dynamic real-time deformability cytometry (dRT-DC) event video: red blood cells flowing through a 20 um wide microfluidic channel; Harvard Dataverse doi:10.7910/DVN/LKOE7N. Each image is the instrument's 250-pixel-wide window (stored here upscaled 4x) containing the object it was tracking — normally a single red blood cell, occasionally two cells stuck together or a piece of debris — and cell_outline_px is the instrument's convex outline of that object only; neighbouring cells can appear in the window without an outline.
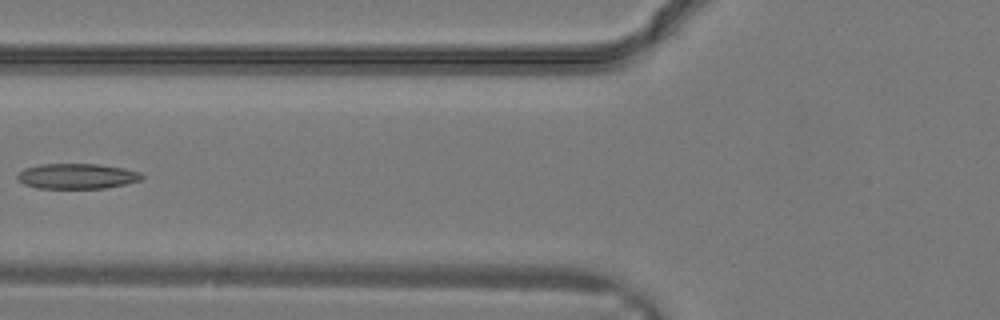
{"species": "common noctule bat (a hibernating species)", "species_latin": "Nyctalus noctula", "temperature_condition": "warm", "stored_images_in_passage": 22, "camera_frame_rate_fps": 3000, "um_per_image_px": 0.085, "animal": {"sex": "male", "body_mass_g": 19.2, "forearm_length_mm": 51.8}, "frame": {"image": 1, "passage_image": 7, "time_ms": 2.0, "image_size_px": [1000, 320], "cell_outline_px": [[144, 176], [140, 180], [124, 184], [104, 188], [36, 188], [24, 184], [16, 180], [16, 176], [24, 168], [40, 164], [96, 164], [124, 168], [140, 172]], "centroid_in_image_um": [6.5, 14.97], "position_along_channel_um": 119.3, "area_um2": 18.32}}
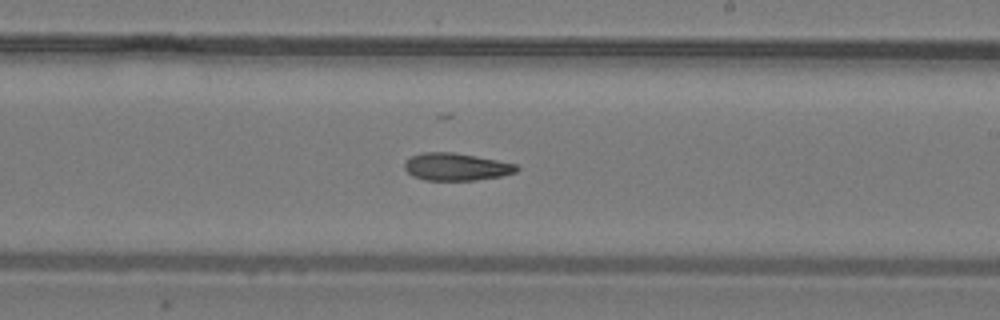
{"frame": {"image": 2, "passage_image": 13, "time_ms": 4.0, "image_size_px": [1000, 320], "cell_outline_px": [[520, 168], [516, 172], [500, 176], [476, 180], [424, 180], [412, 176], [404, 168], [404, 164], [412, 156], [424, 152], [452, 152], [476, 156], [516, 164]], "centroid_in_image_um": [38.77, 14.18], "position_along_channel_um": 250.2, "area_um2": 17.8}}
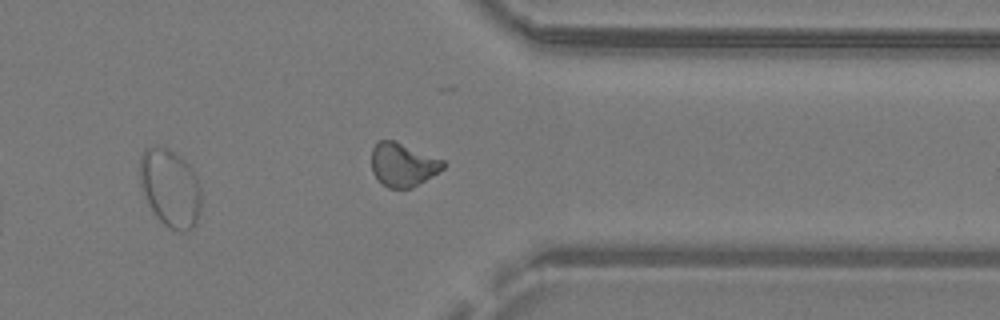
{"frame": {"image": 3, "passage_image": 19, "time_ms": 6.0, "image_size_px": [1000, 320], "cell_outline_px": [[200, 212], [196, 224], [192, 228], [184, 232], [180, 232], [168, 228], [156, 216], [148, 204], [140, 184], [140, 156], [144, 148], [152, 144], [160, 144], [168, 148], [180, 156], [192, 168], [200, 188]], "centroid_in_image_um": [14.45, 15.95], "position_along_channel_um": 397.0, "area_um2": 28.26}}